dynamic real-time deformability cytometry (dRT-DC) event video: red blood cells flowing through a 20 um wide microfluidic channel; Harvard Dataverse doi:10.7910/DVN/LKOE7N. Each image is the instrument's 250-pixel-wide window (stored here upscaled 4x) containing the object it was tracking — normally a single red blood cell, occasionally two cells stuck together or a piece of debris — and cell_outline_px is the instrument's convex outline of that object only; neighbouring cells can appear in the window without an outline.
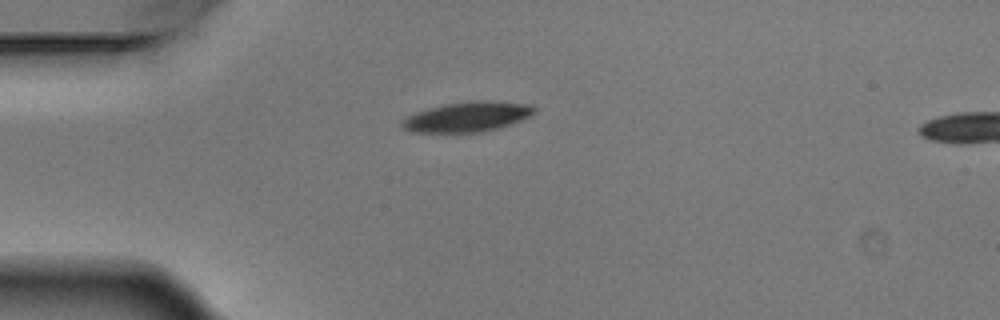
{"species": "Egyptian fruit bat (a non-hibernating species)", "species_latin": "Rousettus aegyptiacus", "temperature_condition": "warm", "stored_images_in_passage": 2, "camera_frame_rate_fps": 3000, "um_per_image_px": 0.085, "animal": {"sex": "male"}, "frame": {"image": 1, "passage_image": 1, "time_ms": 0.0, "image_size_px": [1000, 320], "cell_outline_px": [[536, 112], [512, 124], [484, 132], [412, 132], [404, 128], [400, 124], [408, 116], [416, 112], [428, 108], [448, 104], [476, 100], [488, 100], [524, 104], [536, 108]], "centroid_in_image_um": [39.73, 9.93], "position_along_channel_um": 45.3, "area_um2": 22.77}}